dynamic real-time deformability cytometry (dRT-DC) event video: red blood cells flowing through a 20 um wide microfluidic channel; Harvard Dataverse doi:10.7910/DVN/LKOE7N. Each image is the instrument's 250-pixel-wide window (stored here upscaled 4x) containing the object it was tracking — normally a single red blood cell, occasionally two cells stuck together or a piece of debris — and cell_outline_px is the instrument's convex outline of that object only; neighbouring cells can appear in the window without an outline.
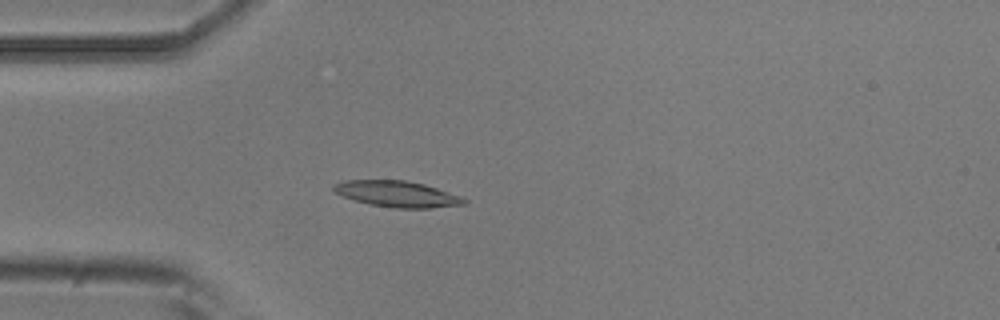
{"species": "common noctule bat (a hibernating species)", "species_latin": "Nyctalus noctula", "temperature_condition": "room temperature", "stored_images_in_passage": 39, "camera_frame_rate_fps": 3000, "um_per_image_px": 0.085, "animal": {"sex": "male", "body_mass_g": 20.5, "forearm_length_mm": 52.5}, "frame": {"image": 1, "passage_image": 1, "time_ms": 0.0, "image_size_px": [1000, 320], "cell_outline_px": [[468, 204], [432, 208], [396, 208], [368, 204], [344, 196], [336, 192], [332, 188], [332, 184], [344, 180], [404, 180], [424, 184], [460, 196], [468, 200]], "centroid_in_image_um": [33.77, 16.49], "position_along_channel_um": 51.2, "area_um2": 19.77}}
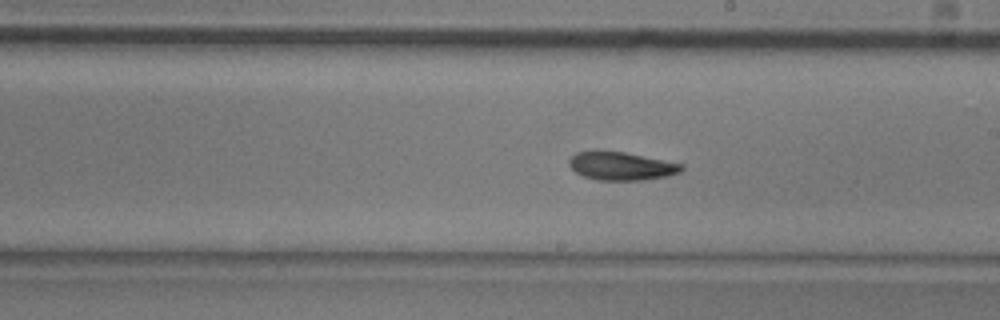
{"frame": {"image": 2, "passage_image": 16, "time_ms": 5.0, "image_size_px": [1000, 320], "cell_outline_px": [[684, 168], [680, 172], [668, 176], [644, 180], [596, 180], [584, 176], [576, 172], [568, 164], [568, 160], [576, 152], [624, 152], [684, 164]], "centroid_in_image_um": [52.84, 14.13], "position_along_channel_um": 236.2, "area_um2": 18.26}}
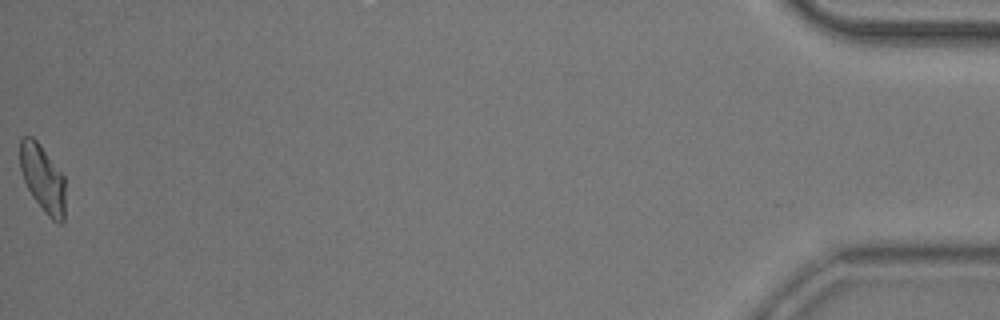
{"frame": {"image": 3, "passage_image": 39, "time_ms": 12.667, "image_size_px": [1000, 320], "cell_outline_px": [[64, 220], [60, 224], [56, 224], [48, 216], [32, 196], [24, 180], [20, 168], [20, 136], [32, 136], [40, 144], [64, 176]], "centroid_in_image_um": [3.62, 15.16], "position_along_channel_um": 431.6, "area_um2": 17.69}, "authors_computed_cell_mechanics": {"area_um2": 18.5538, "velocity_mm_per_s": 3.8499, "shape_relaxation_time_tau1_ms": 9.431, "shape_relaxation_time_tau2_ms": 3.1301, "deformation_change_tau1": 0.2085, "deformation_change_tau2": 0.0903}}